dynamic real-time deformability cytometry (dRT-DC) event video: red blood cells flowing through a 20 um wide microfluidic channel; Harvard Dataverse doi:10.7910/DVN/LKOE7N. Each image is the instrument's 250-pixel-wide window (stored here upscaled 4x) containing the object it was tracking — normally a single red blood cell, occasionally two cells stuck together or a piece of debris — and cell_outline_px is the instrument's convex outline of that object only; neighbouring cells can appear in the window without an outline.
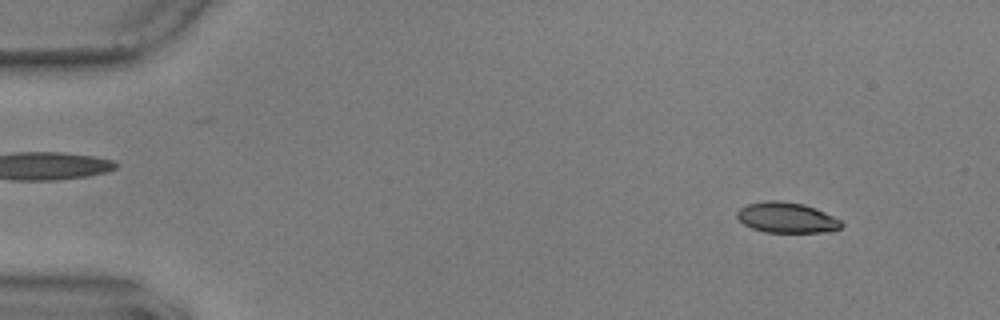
{"species": "common noctule bat (a hibernating species)", "species_latin": "Nyctalus noctula", "temperature_condition": "warm", "stored_images_in_passage": 14, "camera_frame_rate_fps": 3000, "um_per_image_px": 0.085, "animal": {"sex": "male", "body_mass_g": 17.9, "forearm_length_mm": 54.2}, "frame": {"image": 1, "passage_image": 6, "time_ms": 1.667, "image_size_px": [1000, 320], "cell_outline_px": [[844, 224], [840, 228], [824, 232], [764, 232], [752, 228], [744, 224], [736, 216], [736, 212], [740, 208], [748, 204], [764, 200], [776, 200], [804, 204], [824, 212], [840, 220]], "centroid_in_image_um": [66.84, 18.49], "position_along_channel_um": 18.2, "area_um2": 18.44}}